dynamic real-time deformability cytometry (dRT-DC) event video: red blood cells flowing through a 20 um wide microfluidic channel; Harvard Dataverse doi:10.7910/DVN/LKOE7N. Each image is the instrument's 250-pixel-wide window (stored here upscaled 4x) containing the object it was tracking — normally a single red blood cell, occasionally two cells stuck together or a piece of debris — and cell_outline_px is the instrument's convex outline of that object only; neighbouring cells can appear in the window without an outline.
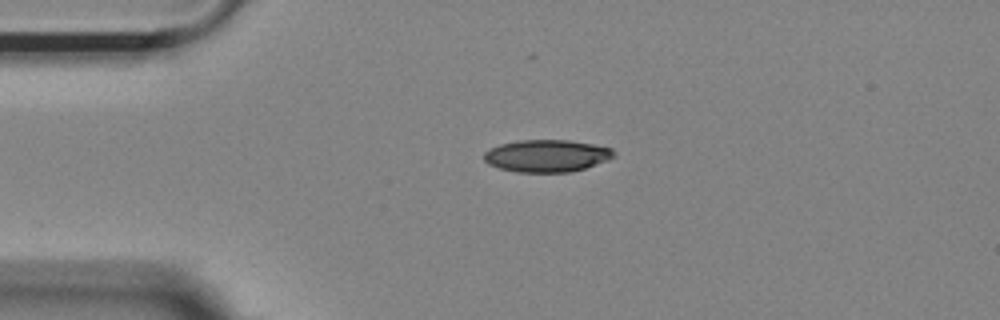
{"species": "Egyptian fruit bat (a non-hibernating species)", "species_latin": "Rousettus aegyptiacus", "temperature_condition": "room temperature", "stored_images_in_passage": 44, "camera_frame_rate_fps": 3000, "um_per_image_px": 0.085, "animal": {"sex": "female"}, "frame": {"image": 1, "passage_image": 1, "time_ms": 0.0, "image_size_px": [1000, 320], "cell_outline_px": [[616, 156], [608, 160], [584, 168], [568, 172], [516, 172], [500, 168], [488, 164], [484, 160], [484, 152], [500, 144], [520, 140], [568, 140], [592, 144], [612, 148], [616, 152]], "centroid_in_image_um": [46.49, 13.24], "position_along_channel_um": 38.5, "area_um2": 24.33}}
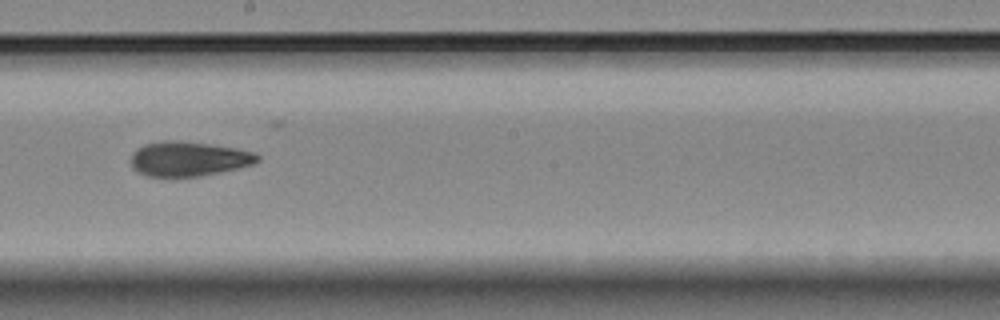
{"frame": {"image": 2, "passage_image": 19, "time_ms": 6.0, "image_size_px": [1000, 320], "cell_outline_px": [[260, 160], [252, 164], [220, 172], [200, 176], [148, 176], [132, 168], [132, 152], [136, 148], [144, 144], [160, 140], [176, 140], [208, 144], [236, 148], [256, 152], [260, 156]], "centroid_in_image_um": [16.03, 13.48], "position_along_channel_um": 232.2, "area_um2": 25.49}}
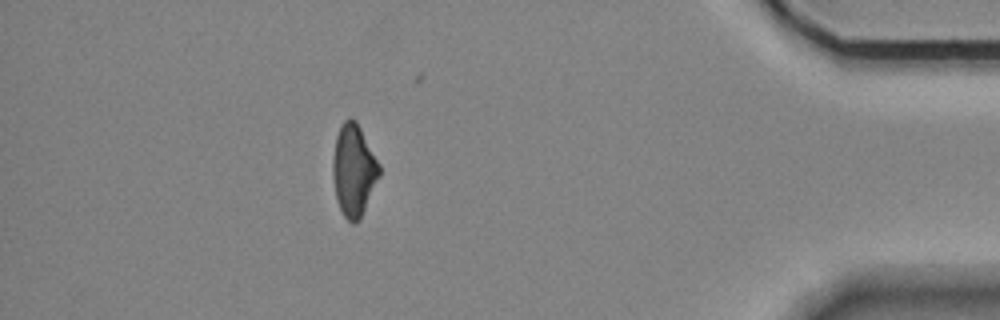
{"frame": {"image": 3, "passage_image": 37, "time_ms": 12.0, "image_size_px": [1000, 320], "cell_outline_px": [[380, 176], [360, 220], [352, 224], [344, 216], [336, 200], [332, 176], [332, 160], [336, 136], [340, 124], [344, 120], [356, 120], [380, 164]], "centroid_in_image_um": [30.06, 14.49], "position_along_channel_um": 405.1, "area_um2": 25.03}, "authors_computed_cell_mechanics": {"area_um2": 25.1719, "velocity_mm_per_s": 3.6668, "shape_relaxation_time_tau1_ms": 7.3245, "shape_relaxation_time_tau2_ms": 3.3695, "deformation_change_tau1": 0.1772, "deformation_change_tau2": 0.1092}}